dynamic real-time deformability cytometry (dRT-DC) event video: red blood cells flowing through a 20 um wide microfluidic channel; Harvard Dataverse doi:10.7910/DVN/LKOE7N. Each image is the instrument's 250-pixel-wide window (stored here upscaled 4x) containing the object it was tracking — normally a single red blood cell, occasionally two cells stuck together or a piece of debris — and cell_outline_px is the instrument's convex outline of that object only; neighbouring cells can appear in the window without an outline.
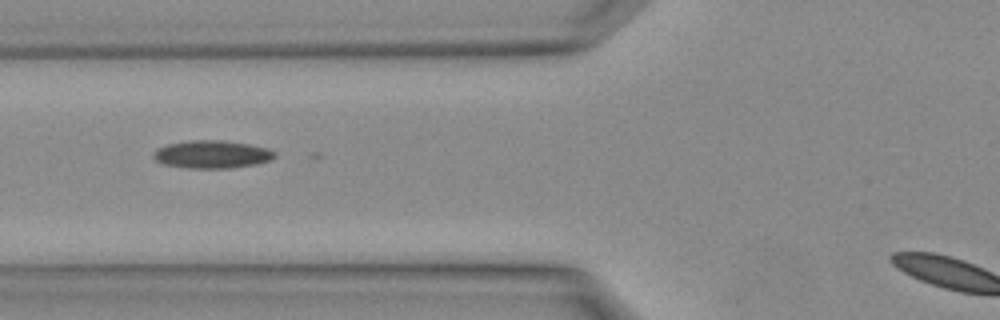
{"species": "Egyptian fruit bat (a non-hibernating species)", "species_latin": "Rousettus aegyptiacus", "temperature_condition": "warm", "stored_images_in_passage": 2, "camera_frame_rate_fps": 3000, "um_per_image_px": 0.085, "animal": {"sex": "female"}, "frame": {"image": 1, "passage_image": 2, "time_ms": 0.333, "image_size_px": [1000, 320], "cell_outline_px": [[272, 156], [268, 160], [256, 164], [232, 168], [188, 168], [164, 164], [156, 160], [152, 156], [152, 152], [168, 144], [192, 140], [220, 140], [248, 144], [268, 148], [272, 152]], "centroid_in_image_um": [17.96, 13.12], "position_along_channel_um": 107.8, "area_um2": 19.31}}